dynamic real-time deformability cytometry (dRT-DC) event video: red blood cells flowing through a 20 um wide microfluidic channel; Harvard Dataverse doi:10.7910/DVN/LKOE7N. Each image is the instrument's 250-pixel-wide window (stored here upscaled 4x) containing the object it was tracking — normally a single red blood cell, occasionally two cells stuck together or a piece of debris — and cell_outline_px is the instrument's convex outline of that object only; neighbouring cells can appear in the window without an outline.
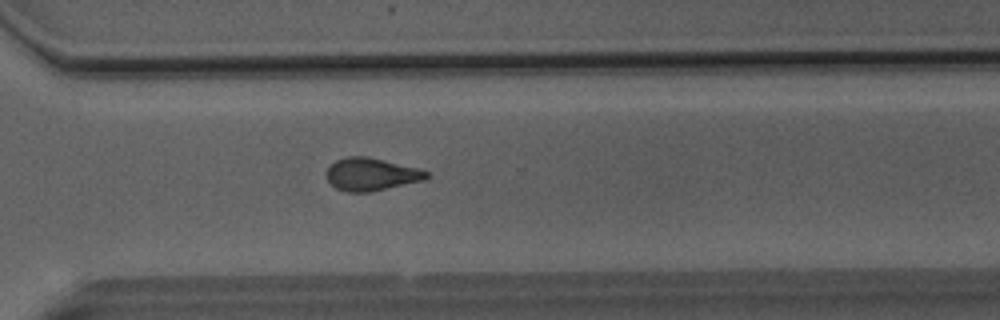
{"species": "Egyptian fruit bat (a non-hibernating species)", "species_latin": "Rousettus aegyptiacus", "temperature_condition": "room temperature", "stored_images_in_passage": 46, "camera_frame_rate_fps": 3000, "um_per_image_px": 0.085, "animal": {"sex": "male"}, "frame": {"image": 1, "passage_image": 35, "time_ms": 11.333, "image_size_px": [1000, 320], "cell_outline_px": [[428, 176], [424, 180], [372, 192], [348, 192], [336, 188], [328, 180], [328, 168], [336, 160], [348, 156], [364, 156], [416, 168], [428, 172]], "centroid_in_image_um": [31.55, 14.83], "position_along_channel_um": 339.1, "area_um2": 18.61}}
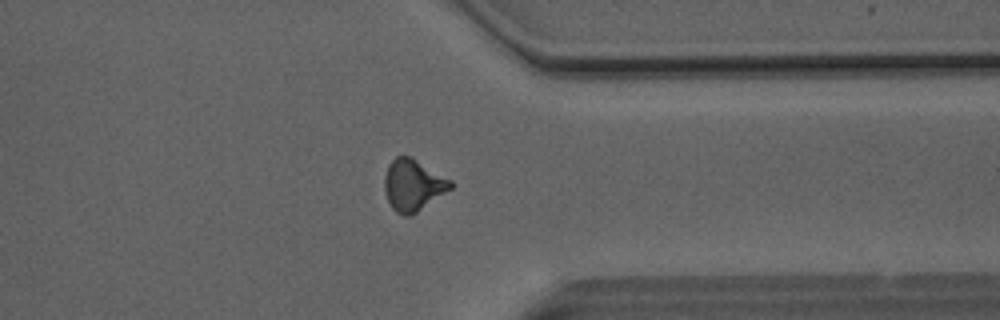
{"frame": {"image": 2, "passage_image": 38, "time_ms": 12.333, "image_size_px": [1000, 320], "cell_outline_px": [[452, 188], [416, 212], [408, 216], [404, 216], [396, 212], [392, 208], [388, 200], [384, 188], [384, 176], [388, 164], [396, 156], [412, 156], [452, 180]], "centroid_in_image_um": [35.1, 15.7], "position_along_channel_um": 376.3, "area_um2": 19.83}}
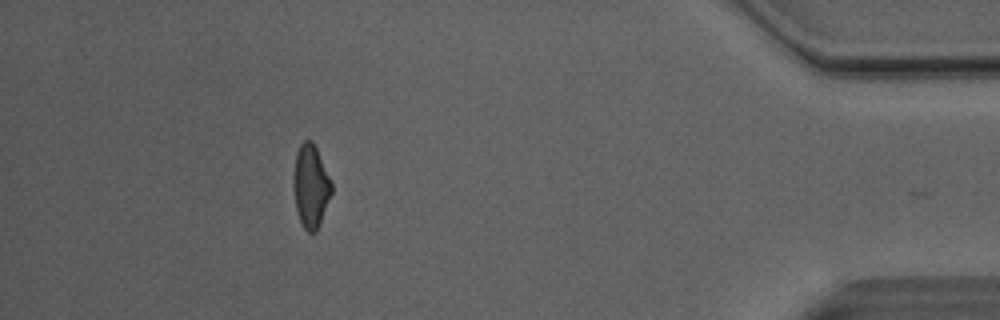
{"frame": {"image": 3, "passage_image": 44, "time_ms": 14.333, "image_size_px": [1000, 320], "cell_outline_px": [[332, 192], [320, 224], [316, 232], [308, 232], [304, 228], [300, 220], [296, 208], [292, 184], [292, 180], [296, 152], [300, 144], [304, 140], [312, 140], [316, 148], [332, 184]], "centroid_in_image_um": [26.39, 15.82], "position_along_channel_um": 408.8, "area_um2": 18.38}, "authors_computed_cell_mechanics": {"area_um2": 19.6231, "velocity_mm_per_s": 4.1201, "shape_relaxation_time_tau1_ms": 7.9495, "shape_relaxation_time_tau2_ms": 3.1784, "deformation_change_tau1": 0.1845, "deformation_change_tau2": 0.1218}}